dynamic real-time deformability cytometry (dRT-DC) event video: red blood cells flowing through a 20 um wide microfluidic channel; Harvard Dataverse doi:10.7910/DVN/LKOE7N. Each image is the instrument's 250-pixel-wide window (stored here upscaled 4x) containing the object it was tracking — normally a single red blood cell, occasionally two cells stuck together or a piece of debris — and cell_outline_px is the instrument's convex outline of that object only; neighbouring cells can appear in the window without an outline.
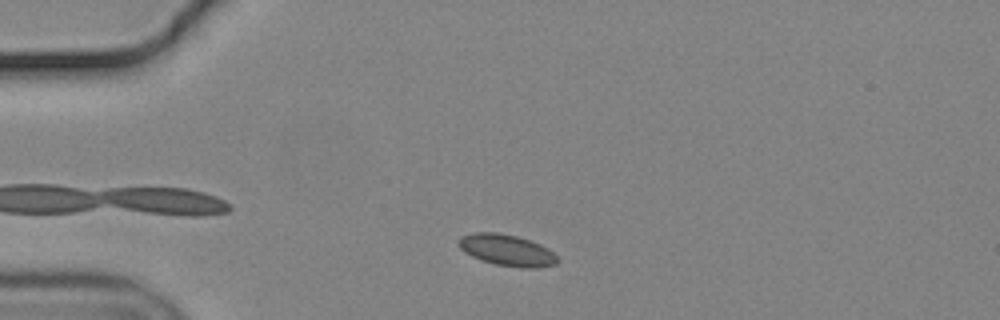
{"species": "common noctule bat (a hibernating species)", "species_latin": "Nyctalus noctula", "temperature_condition": "cold", "stored_images_in_passage": 36, "camera_frame_rate_fps": 3000, "um_per_image_px": 0.085, "animal": {"sex": "male", "body_mass_g": 19.2, "forearm_length_mm": 51.8}, "frame": {"image": 1, "passage_image": 6, "time_ms": 1.667, "image_size_px": [1000, 320], "cell_outline_px": [[556, 264], [536, 268], [524, 268], [496, 264], [472, 256], [464, 252], [456, 244], [456, 240], [460, 236], [472, 232], [496, 232], [516, 236], [540, 244], [548, 248], [556, 256]], "centroid_in_image_um": [43.02, 21.24], "position_along_channel_um": 42.0, "area_um2": 17.98}}
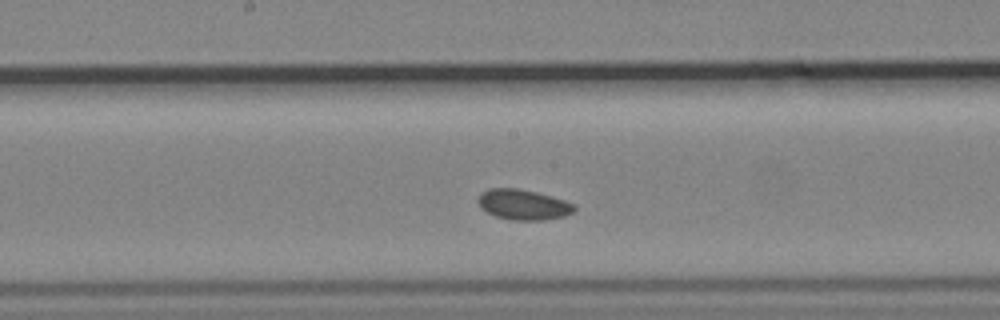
{"frame": {"image": 2, "passage_image": 22, "time_ms": 7.0, "image_size_px": [1000, 320], "cell_outline_px": [[576, 208], [572, 212], [564, 216], [544, 220], [512, 220], [496, 216], [480, 208], [476, 200], [480, 192], [488, 188], [520, 188], [552, 196], [576, 204]], "centroid_in_image_um": [44.45, 17.38], "position_along_channel_um": 203.8, "area_um2": 17.22}}
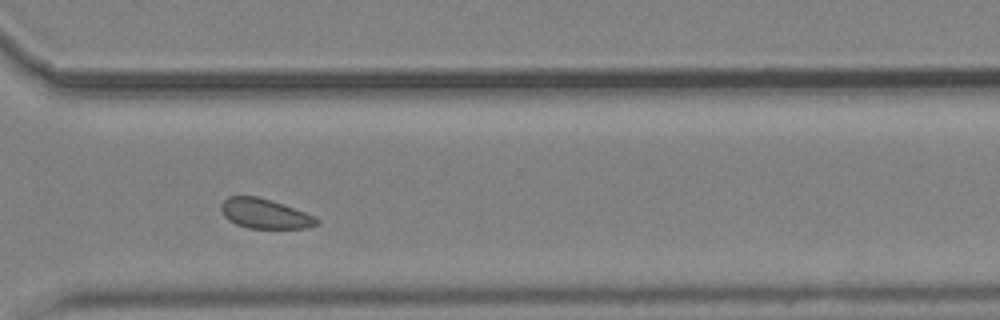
{"frame": {"image": 3, "passage_image": 34, "time_ms": 11.0, "image_size_px": [1000, 320], "cell_outline_px": [[320, 224], [308, 228], [248, 228], [236, 224], [228, 220], [224, 216], [220, 208], [220, 204], [228, 196], [256, 196], [272, 200], [284, 204], [316, 216], [320, 220]], "centroid_in_image_um": [22.53, 18.16], "position_along_channel_um": 348.1, "area_um2": 16.82}}